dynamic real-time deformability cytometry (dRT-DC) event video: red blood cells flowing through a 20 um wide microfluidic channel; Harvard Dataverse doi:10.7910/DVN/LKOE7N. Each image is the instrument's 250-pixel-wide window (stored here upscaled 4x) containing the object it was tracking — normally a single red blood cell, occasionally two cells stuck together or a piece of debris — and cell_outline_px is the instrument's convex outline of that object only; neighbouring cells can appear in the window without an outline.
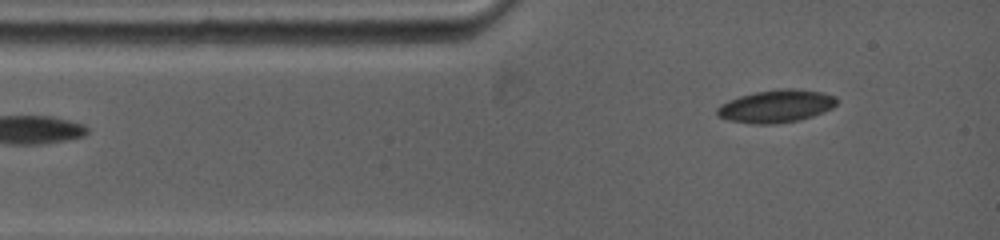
{"species": "common noctule bat (a hibernating species)", "species_latin": "Nyctalus noctula", "temperature_condition": "warm", "stored_images_in_passage": 29, "camera_frame_rate_fps": 5000, "um_per_image_px": 0.085, "animal": {"sex": "female", "body_mass_g": 19.0, "forearm_length_mm": 53.3}, "frame": {"image": 1, "passage_image": 1, "time_ms": 0.0, "image_size_px": [1000, 240], "cell_outline_px": [[840, 100], [832, 108], [812, 116], [800, 120], [776, 124], [752, 124], [728, 120], [716, 116], [716, 108], [720, 104], [728, 100], [740, 96], [756, 92], [780, 88], [792, 88], [824, 92], [836, 96]], "centroid_in_image_um": [65.97, 9.02], "position_along_channel_um": 19.0, "area_um2": 23.12}}
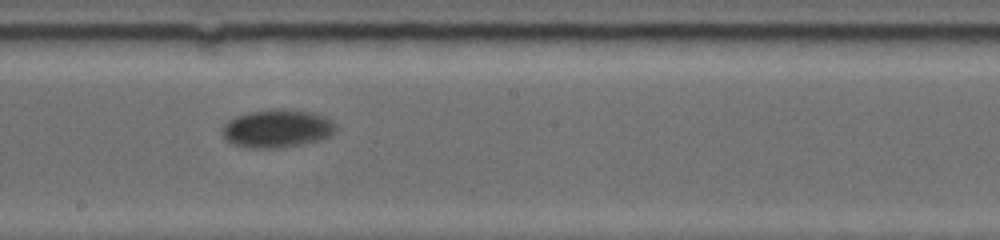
{"frame": {"image": 2, "passage_image": 9, "time_ms": 6.2, "image_size_px": [1000, 240], "cell_outline_px": [[336, 132], [328, 136], [316, 140], [300, 144], [280, 148], [252, 148], [232, 144], [220, 132], [220, 128], [228, 120], [236, 116], [252, 112], [312, 112], [324, 116], [332, 120], [336, 124]], "centroid_in_image_um": [23.53, 10.97], "position_along_channel_um": 224.7, "area_um2": 24.28}}
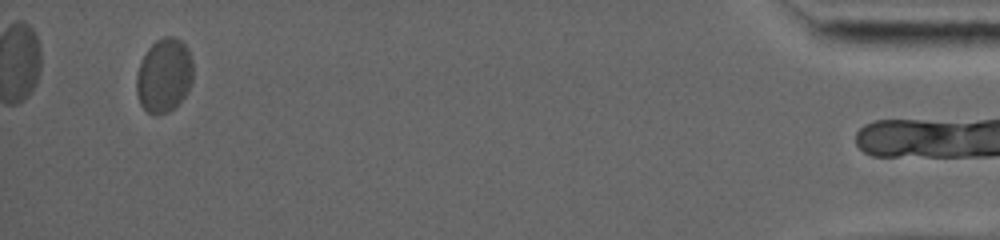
{"frame": {"image": 3, "passage_image": 26, "time_ms": 14.8, "image_size_px": [1000, 240], "cell_outline_px": [[192, 80], [188, 92], [168, 112], [148, 112], [140, 104], [136, 92], [136, 76], [140, 64], [148, 48], [156, 40], [164, 36], [172, 36], [180, 40], [188, 48], [192, 60]], "centroid_in_image_um": [13.95, 6.37], "position_along_channel_um": 421.3, "area_um2": 24.1}, "authors_computed_cell_mechanics": {"area_um2": 23.8714, "velocity_mm_per_s": 3.6481, "shape_relaxation_time_tau1_ms": 2.0829, "shape_relaxation_time_tau2_ms": null, "deformation_change_tau1": 0.0418, "deformation_change_tau2": null}}